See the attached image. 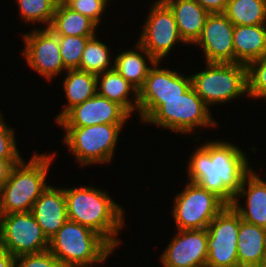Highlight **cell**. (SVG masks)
I'll list each match as a JSON object with an SVG mask.
<instances>
[{
	"label": "cell",
	"instance_id": "obj_6",
	"mask_svg": "<svg viewBox=\"0 0 266 267\" xmlns=\"http://www.w3.org/2000/svg\"><path fill=\"white\" fill-rule=\"evenodd\" d=\"M125 124H97L88 127H61L62 141L81 167L111 163L120 132Z\"/></svg>",
	"mask_w": 266,
	"mask_h": 267
},
{
	"label": "cell",
	"instance_id": "obj_26",
	"mask_svg": "<svg viewBox=\"0 0 266 267\" xmlns=\"http://www.w3.org/2000/svg\"><path fill=\"white\" fill-rule=\"evenodd\" d=\"M236 25H266V0H229L224 12Z\"/></svg>",
	"mask_w": 266,
	"mask_h": 267
},
{
	"label": "cell",
	"instance_id": "obj_39",
	"mask_svg": "<svg viewBox=\"0 0 266 267\" xmlns=\"http://www.w3.org/2000/svg\"><path fill=\"white\" fill-rule=\"evenodd\" d=\"M2 249V246H1V223H0V250Z\"/></svg>",
	"mask_w": 266,
	"mask_h": 267
},
{
	"label": "cell",
	"instance_id": "obj_28",
	"mask_svg": "<svg viewBox=\"0 0 266 267\" xmlns=\"http://www.w3.org/2000/svg\"><path fill=\"white\" fill-rule=\"evenodd\" d=\"M60 0H15L18 4L19 15L24 22L41 23L49 28L55 9Z\"/></svg>",
	"mask_w": 266,
	"mask_h": 267
},
{
	"label": "cell",
	"instance_id": "obj_2",
	"mask_svg": "<svg viewBox=\"0 0 266 267\" xmlns=\"http://www.w3.org/2000/svg\"><path fill=\"white\" fill-rule=\"evenodd\" d=\"M68 220L101 235L116 251L125 227V210L108 192L94 186L64 188Z\"/></svg>",
	"mask_w": 266,
	"mask_h": 267
},
{
	"label": "cell",
	"instance_id": "obj_16",
	"mask_svg": "<svg viewBox=\"0 0 266 267\" xmlns=\"http://www.w3.org/2000/svg\"><path fill=\"white\" fill-rule=\"evenodd\" d=\"M233 33L234 25L224 13H212L193 46L202 48L204 63H234Z\"/></svg>",
	"mask_w": 266,
	"mask_h": 267
},
{
	"label": "cell",
	"instance_id": "obj_35",
	"mask_svg": "<svg viewBox=\"0 0 266 267\" xmlns=\"http://www.w3.org/2000/svg\"><path fill=\"white\" fill-rule=\"evenodd\" d=\"M19 162L20 161H7L4 159H0V188L8 180L12 167L18 164Z\"/></svg>",
	"mask_w": 266,
	"mask_h": 267
},
{
	"label": "cell",
	"instance_id": "obj_4",
	"mask_svg": "<svg viewBox=\"0 0 266 267\" xmlns=\"http://www.w3.org/2000/svg\"><path fill=\"white\" fill-rule=\"evenodd\" d=\"M52 154H34L29 162L22 159L11 169L6 183L1 187V205L4 214L31 212L34 202L49 186L46 182Z\"/></svg>",
	"mask_w": 266,
	"mask_h": 267
},
{
	"label": "cell",
	"instance_id": "obj_34",
	"mask_svg": "<svg viewBox=\"0 0 266 267\" xmlns=\"http://www.w3.org/2000/svg\"><path fill=\"white\" fill-rule=\"evenodd\" d=\"M210 14L224 13L229 0H194Z\"/></svg>",
	"mask_w": 266,
	"mask_h": 267
},
{
	"label": "cell",
	"instance_id": "obj_23",
	"mask_svg": "<svg viewBox=\"0 0 266 267\" xmlns=\"http://www.w3.org/2000/svg\"><path fill=\"white\" fill-rule=\"evenodd\" d=\"M96 77L99 96L121 105L130 115L138 112V91L115 69L105 71Z\"/></svg>",
	"mask_w": 266,
	"mask_h": 267
},
{
	"label": "cell",
	"instance_id": "obj_29",
	"mask_svg": "<svg viewBox=\"0 0 266 267\" xmlns=\"http://www.w3.org/2000/svg\"><path fill=\"white\" fill-rule=\"evenodd\" d=\"M89 38L81 36H58L60 54L66 70L79 69L80 60Z\"/></svg>",
	"mask_w": 266,
	"mask_h": 267
},
{
	"label": "cell",
	"instance_id": "obj_11",
	"mask_svg": "<svg viewBox=\"0 0 266 267\" xmlns=\"http://www.w3.org/2000/svg\"><path fill=\"white\" fill-rule=\"evenodd\" d=\"M241 217L232 207L225 208L207 227L208 256L206 267H239L237 256Z\"/></svg>",
	"mask_w": 266,
	"mask_h": 267
},
{
	"label": "cell",
	"instance_id": "obj_27",
	"mask_svg": "<svg viewBox=\"0 0 266 267\" xmlns=\"http://www.w3.org/2000/svg\"><path fill=\"white\" fill-rule=\"evenodd\" d=\"M98 36L90 37L85 45L78 70L89 72L95 75L114 69L113 54L110 47L98 40ZM112 54V55H111Z\"/></svg>",
	"mask_w": 266,
	"mask_h": 267
},
{
	"label": "cell",
	"instance_id": "obj_31",
	"mask_svg": "<svg viewBox=\"0 0 266 267\" xmlns=\"http://www.w3.org/2000/svg\"><path fill=\"white\" fill-rule=\"evenodd\" d=\"M2 115L0 113V159L21 161L23 158L17 147L15 129L7 125Z\"/></svg>",
	"mask_w": 266,
	"mask_h": 267
},
{
	"label": "cell",
	"instance_id": "obj_20",
	"mask_svg": "<svg viewBox=\"0 0 266 267\" xmlns=\"http://www.w3.org/2000/svg\"><path fill=\"white\" fill-rule=\"evenodd\" d=\"M234 63L248 66L266 54V25H236L233 33Z\"/></svg>",
	"mask_w": 266,
	"mask_h": 267
},
{
	"label": "cell",
	"instance_id": "obj_37",
	"mask_svg": "<svg viewBox=\"0 0 266 267\" xmlns=\"http://www.w3.org/2000/svg\"><path fill=\"white\" fill-rule=\"evenodd\" d=\"M2 216H3V212H2V205H1V188H0V220Z\"/></svg>",
	"mask_w": 266,
	"mask_h": 267
},
{
	"label": "cell",
	"instance_id": "obj_36",
	"mask_svg": "<svg viewBox=\"0 0 266 267\" xmlns=\"http://www.w3.org/2000/svg\"><path fill=\"white\" fill-rule=\"evenodd\" d=\"M15 259L8 251L0 250V267H14Z\"/></svg>",
	"mask_w": 266,
	"mask_h": 267
},
{
	"label": "cell",
	"instance_id": "obj_14",
	"mask_svg": "<svg viewBox=\"0 0 266 267\" xmlns=\"http://www.w3.org/2000/svg\"><path fill=\"white\" fill-rule=\"evenodd\" d=\"M160 262L163 267H206L207 229L176 230Z\"/></svg>",
	"mask_w": 266,
	"mask_h": 267
},
{
	"label": "cell",
	"instance_id": "obj_3",
	"mask_svg": "<svg viewBox=\"0 0 266 267\" xmlns=\"http://www.w3.org/2000/svg\"><path fill=\"white\" fill-rule=\"evenodd\" d=\"M48 250L63 267H90L105 264L115 249L90 228L67 220L49 239Z\"/></svg>",
	"mask_w": 266,
	"mask_h": 267
},
{
	"label": "cell",
	"instance_id": "obj_19",
	"mask_svg": "<svg viewBox=\"0 0 266 267\" xmlns=\"http://www.w3.org/2000/svg\"><path fill=\"white\" fill-rule=\"evenodd\" d=\"M174 14L182 39L193 45L200 37L210 13L194 0H163Z\"/></svg>",
	"mask_w": 266,
	"mask_h": 267
},
{
	"label": "cell",
	"instance_id": "obj_24",
	"mask_svg": "<svg viewBox=\"0 0 266 267\" xmlns=\"http://www.w3.org/2000/svg\"><path fill=\"white\" fill-rule=\"evenodd\" d=\"M98 25L87 16L73 11L63 1H59L49 28L57 36L93 37Z\"/></svg>",
	"mask_w": 266,
	"mask_h": 267
},
{
	"label": "cell",
	"instance_id": "obj_12",
	"mask_svg": "<svg viewBox=\"0 0 266 267\" xmlns=\"http://www.w3.org/2000/svg\"><path fill=\"white\" fill-rule=\"evenodd\" d=\"M1 223V246L15 257L47 251L49 239L31 212L4 214Z\"/></svg>",
	"mask_w": 266,
	"mask_h": 267
},
{
	"label": "cell",
	"instance_id": "obj_22",
	"mask_svg": "<svg viewBox=\"0 0 266 267\" xmlns=\"http://www.w3.org/2000/svg\"><path fill=\"white\" fill-rule=\"evenodd\" d=\"M237 239L239 267H259L266 253V228L241 219Z\"/></svg>",
	"mask_w": 266,
	"mask_h": 267
},
{
	"label": "cell",
	"instance_id": "obj_33",
	"mask_svg": "<svg viewBox=\"0 0 266 267\" xmlns=\"http://www.w3.org/2000/svg\"><path fill=\"white\" fill-rule=\"evenodd\" d=\"M14 267H63L61 262L49 251L17 256Z\"/></svg>",
	"mask_w": 266,
	"mask_h": 267
},
{
	"label": "cell",
	"instance_id": "obj_17",
	"mask_svg": "<svg viewBox=\"0 0 266 267\" xmlns=\"http://www.w3.org/2000/svg\"><path fill=\"white\" fill-rule=\"evenodd\" d=\"M243 197L246 200L241 205L239 202ZM231 205L242 220L266 228V181L254 169L244 177Z\"/></svg>",
	"mask_w": 266,
	"mask_h": 267
},
{
	"label": "cell",
	"instance_id": "obj_1",
	"mask_svg": "<svg viewBox=\"0 0 266 267\" xmlns=\"http://www.w3.org/2000/svg\"><path fill=\"white\" fill-rule=\"evenodd\" d=\"M247 156L236 143L221 139L205 141L189 157L187 181L213 192L231 205L244 177L252 170Z\"/></svg>",
	"mask_w": 266,
	"mask_h": 267
},
{
	"label": "cell",
	"instance_id": "obj_9",
	"mask_svg": "<svg viewBox=\"0 0 266 267\" xmlns=\"http://www.w3.org/2000/svg\"><path fill=\"white\" fill-rule=\"evenodd\" d=\"M156 62L138 91V113L144 123L161 105L162 100L179 98L192 87L191 76L177 70L160 68Z\"/></svg>",
	"mask_w": 266,
	"mask_h": 267
},
{
	"label": "cell",
	"instance_id": "obj_38",
	"mask_svg": "<svg viewBox=\"0 0 266 267\" xmlns=\"http://www.w3.org/2000/svg\"><path fill=\"white\" fill-rule=\"evenodd\" d=\"M259 267H266V253L264 254L262 264Z\"/></svg>",
	"mask_w": 266,
	"mask_h": 267
},
{
	"label": "cell",
	"instance_id": "obj_21",
	"mask_svg": "<svg viewBox=\"0 0 266 267\" xmlns=\"http://www.w3.org/2000/svg\"><path fill=\"white\" fill-rule=\"evenodd\" d=\"M134 46L136 49L118 53L113 58V65L114 69L139 91L156 60L138 42Z\"/></svg>",
	"mask_w": 266,
	"mask_h": 267
},
{
	"label": "cell",
	"instance_id": "obj_13",
	"mask_svg": "<svg viewBox=\"0 0 266 267\" xmlns=\"http://www.w3.org/2000/svg\"><path fill=\"white\" fill-rule=\"evenodd\" d=\"M24 56L27 65L46 81H52L67 70L64 68L58 36L50 28H35L23 35Z\"/></svg>",
	"mask_w": 266,
	"mask_h": 267
},
{
	"label": "cell",
	"instance_id": "obj_25",
	"mask_svg": "<svg viewBox=\"0 0 266 267\" xmlns=\"http://www.w3.org/2000/svg\"><path fill=\"white\" fill-rule=\"evenodd\" d=\"M67 103L55 117V124L74 106L85 102L97 94V77L82 70H67L62 83Z\"/></svg>",
	"mask_w": 266,
	"mask_h": 267
},
{
	"label": "cell",
	"instance_id": "obj_8",
	"mask_svg": "<svg viewBox=\"0 0 266 267\" xmlns=\"http://www.w3.org/2000/svg\"><path fill=\"white\" fill-rule=\"evenodd\" d=\"M174 198L171 210L177 230L207 229L227 205L220 197L196 183L186 182Z\"/></svg>",
	"mask_w": 266,
	"mask_h": 267
},
{
	"label": "cell",
	"instance_id": "obj_15",
	"mask_svg": "<svg viewBox=\"0 0 266 267\" xmlns=\"http://www.w3.org/2000/svg\"><path fill=\"white\" fill-rule=\"evenodd\" d=\"M130 117L131 115L121 105L96 94L71 108L56 124L61 127L125 124Z\"/></svg>",
	"mask_w": 266,
	"mask_h": 267
},
{
	"label": "cell",
	"instance_id": "obj_5",
	"mask_svg": "<svg viewBox=\"0 0 266 267\" xmlns=\"http://www.w3.org/2000/svg\"><path fill=\"white\" fill-rule=\"evenodd\" d=\"M205 65V69L190 76L192 87L209 108L240 96L248 97L246 65L207 62Z\"/></svg>",
	"mask_w": 266,
	"mask_h": 267
},
{
	"label": "cell",
	"instance_id": "obj_18",
	"mask_svg": "<svg viewBox=\"0 0 266 267\" xmlns=\"http://www.w3.org/2000/svg\"><path fill=\"white\" fill-rule=\"evenodd\" d=\"M31 213L48 239L68 220L64 188L48 186L34 202Z\"/></svg>",
	"mask_w": 266,
	"mask_h": 267
},
{
	"label": "cell",
	"instance_id": "obj_32",
	"mask_svg": "<svg viewBox=\"0 0 266 267\" xmlns=\"http://www.w3.org/2000/svg\"><path fill=\"white\" fill-rule=\"evenodd\" d=\"M73 11L87 16L98 26L111 0H61Z\"/></svg>",
	"mask_w": 266,
	"mask_h": 267
},
{
	"label": "cell",
	"instance_id": "obj_10",
	"mask_svg": "<svg viewBox=\"0 0 266 267\" xmlns=\"http://www.w3.org/2000/svg\"><path fill=\"white\" fill-rule=\"evenodd\" d=\"M150 7L137 42L156 62H162L176 43H187L180 35L173 12L163 0H154Z\"/></svg>",
	"mask_w": 266,
	"mask_h": 267
},
{
	"label": "cell",
	"instance_id": "obj_7",
	"mask_svg": "<svg viewBox=\"0 0 266 267\" xmlns=\"http://www.w3.org/2000/svg\"><path fill=\"white\" fill-rule=\"evenodd\" d=\"M210 108L191 87L179 98L162 100V105L144 122L181 135L194 134L195 128L217 127Z\"/></svg>",
	"mask_w": 266,
	"mask_h": 267
},
{
	"label": "cell",
	"instance_id": "obj_30",
	"mask_svg": "<svg viewBox=\"0 0 266 267\" xmlns=\"http://www.w3.org/2000/svg\"><path fill=\"white\" fill-rule=\"evenodd\" d=\"M248 98L266 101V54L247 66Z\"/></svg>",
	"mask_w": 266,
	"mask_h": 267
}]
</instances>
